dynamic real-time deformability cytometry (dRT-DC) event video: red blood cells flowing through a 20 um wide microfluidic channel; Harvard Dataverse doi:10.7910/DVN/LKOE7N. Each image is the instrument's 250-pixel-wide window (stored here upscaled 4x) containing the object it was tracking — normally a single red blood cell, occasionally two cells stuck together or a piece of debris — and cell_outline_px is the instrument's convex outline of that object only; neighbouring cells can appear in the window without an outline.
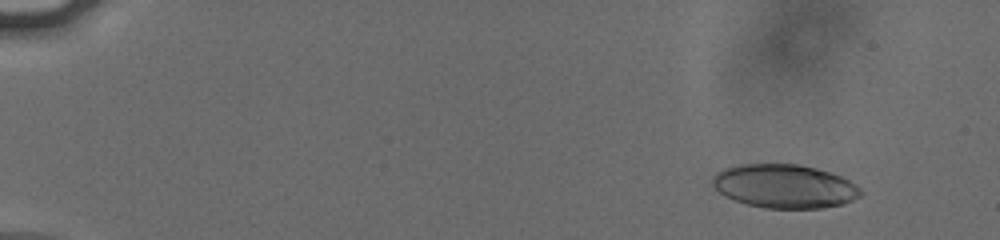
{"species": "human", "species_latin": "Homo sapiens", "temperature_condition": "cold", "stored_images_in_passage": 51, "camera_frame_rate_fps": 3000, "um_per_image_px": 0.085, "donor": {"sex": "male"}, "frame": {"image": 1, "passage_image": 6, "time_ms": 1.667, "image_size_px": [1000, 240], "cell_outline_px": [[864, 192], [860, 196], [844, 204], [820, 208], [764, 208], [748, 204], [736, 200], [720, 192], [712, 184], [712, 176], [716, 172], [724, 168], [740, 164], [800, 164], [832, 172], [856, 184]], "centroid_in_image_um": [66.71, 15.82], "position_along_channel_um": 18.3, "area_um2": 37.74}}
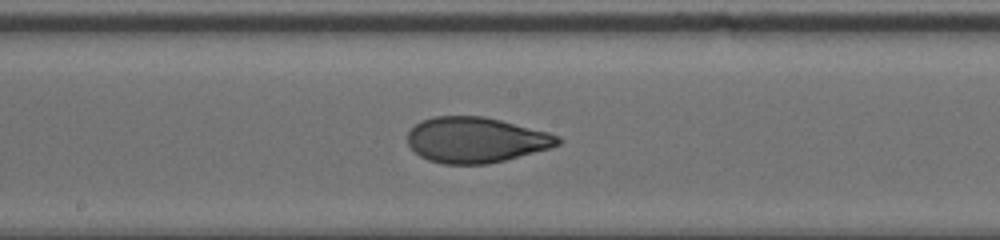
{"frame": {"image": 2, "passage_image": 32, "time_ms": 10.333, "image_size_px": [1000, 240], "cell_outline_px": [[564, 140], [560, 144], [552, 148], [488, 164], [444, 164], [428, 160], [420, 156], [408, 144], [408, 132], [420, 120], [436, 116], [484, 116], [548, 132], [560, 136]], "centroid_in_image_um": [40.48, 11.89], "position_along_channel_um": 207.7, "area_um2": 39.94}}
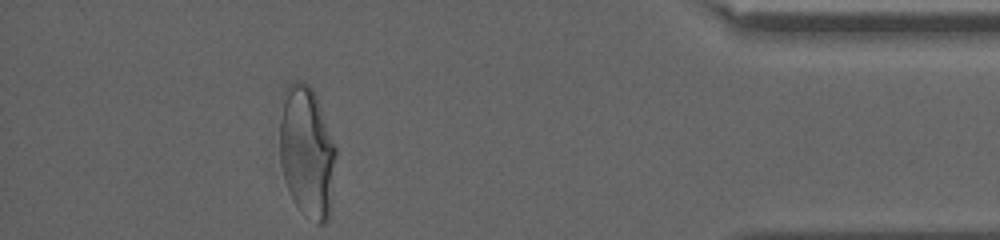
{"frame": {"image": 3, "passage_image": 51, "time_ms": 16.667, "image_size_px": [1000, 240], "cell_outline_px": [[336, 156], [332, 200], [328, 220], [324, 224], [316, 224], [304, 216], [300, 212], [292, 200], [284, 180], [280, 164], [280, 120], [284, 92], [288, 84], [308, 84], [312, 88], [316, 96], [336, 144]], "centroid_in_image_um": [26.1, 13.01], "position_along_channel_um": 409.1, "area_um2": 43.47}, "authors_computed_cell_mechanics": {"area_um2": 39.4774, "velocity_mm_per_s": 3.819, "shape_relaxation_time_tau1_ms": 6.1191, "shape_relaxation_time_tau2_ms": 1.7217, "deformation_change_tau1": 0.2029, "deformation_change_tau2": 0.0578}}